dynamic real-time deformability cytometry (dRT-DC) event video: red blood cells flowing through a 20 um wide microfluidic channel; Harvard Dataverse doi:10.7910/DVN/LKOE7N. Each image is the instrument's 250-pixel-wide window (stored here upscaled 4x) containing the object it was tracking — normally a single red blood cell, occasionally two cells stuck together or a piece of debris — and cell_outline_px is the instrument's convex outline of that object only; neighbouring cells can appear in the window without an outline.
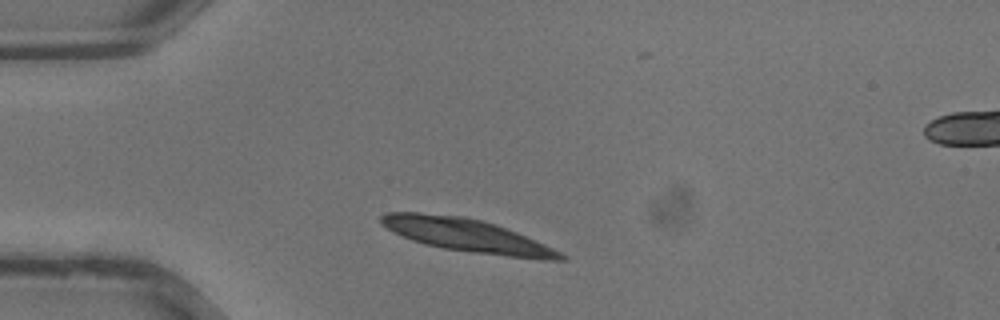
{"species": "common noctule bat (a hibernating species)", "species_latin": "Nyctalus noctula", "temperature_condition": "warm", "stored_images_in_passage": 6, "camera_frame_rate_fps": 3000, "um_per_image_px": 0.085, "animal": {"sex": "male", "body_mass_g": 13.3}, "frame": {"image": 1, "passage_image": 1, "time_ms": 0.0, "image_size_px": [1000, 320], "cell_outline_px": [[568, 260], [540, 260], [472, 252], [444, 248], [424, 244], [412, 240], [392, 232], [380, 224], [380, 216], [384, 212], [420, 212], [464, 216], [496, 224], [516, 232], [544, 244], [568, 256]], "centroid_in_image_um": [39.66, 20.0], "position_along_channel_um": 45.3, "area_um2": 34.68}}